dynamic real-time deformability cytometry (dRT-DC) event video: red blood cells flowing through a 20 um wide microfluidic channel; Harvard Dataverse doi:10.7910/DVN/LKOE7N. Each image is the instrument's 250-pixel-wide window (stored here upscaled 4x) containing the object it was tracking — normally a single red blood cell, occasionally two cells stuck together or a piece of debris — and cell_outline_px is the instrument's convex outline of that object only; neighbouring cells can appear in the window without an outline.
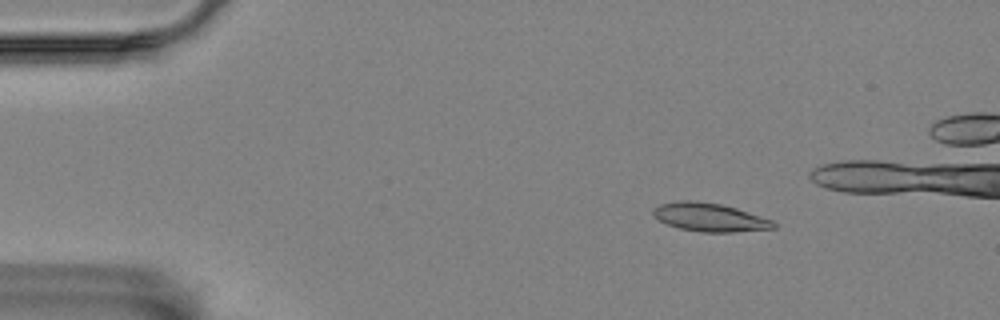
{"species": "Egyptian fruit bat (a non-hibernating species)", "species_latin": "Rousettus aegyptiacus", "temperature_condition": "room temperature", "stored_images_in_passage": 6, "camera_frame_rate_fps": 3000, "um_per_image_px": 0.085, "animal": {"sex": "female"}, "frame": {"image": 1, "passage_image": 3, "time_ms": 0.667, "image_size_px": [1000, 320], "cell_outline_px": [[776, 228], [732, 232], [704, 232], [680, 228], [668, 224], [652, 216], [652, 208], [660, 204], [680, 200], [692, 200], [720, 204], [736, 208], [772, 220], [776, 224]], "centroid_in_image_um": [60.29, 18.46], "position_along_channel_um": 24.7, "area_um2": 19.77}}